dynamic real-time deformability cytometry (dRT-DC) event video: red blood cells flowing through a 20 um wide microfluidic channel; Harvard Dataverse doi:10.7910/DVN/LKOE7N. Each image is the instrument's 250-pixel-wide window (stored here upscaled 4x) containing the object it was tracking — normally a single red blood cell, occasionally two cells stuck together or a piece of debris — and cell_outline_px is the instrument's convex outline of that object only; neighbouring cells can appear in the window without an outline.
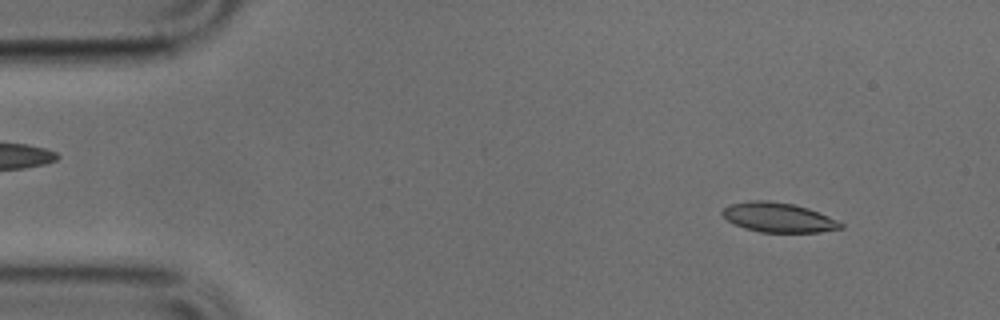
{"species": "common noctule bat (a hibernating species)", "species_latin": "Nyctalus noctula", "temperature_condition": "cold", "stored_images_in_passage": 47, "camera_frame_rate_fps": 3000, "um_per_image_px": 0.085, "animal": {"sex": "male", "body_mass_g": 17.9, "forearm_length_mm": 54.2}, "frame": {"image": 1, "passage_image": 3, "time_ms": 0.667, "image_size_px": [1000, 320], "cell_outline_px": [[844, 228], [820, 232], [760, 232], [744, 228], [728, 220], [720, 212], [728, 204], [748, 200], [768, 200], [792, 204], [808, 208], [828, 216], [844, 224]], "centroid_in_image_um": [66.15, 18.48], "position_along_channel_um": 18.9, "area_um2": 20.4}}
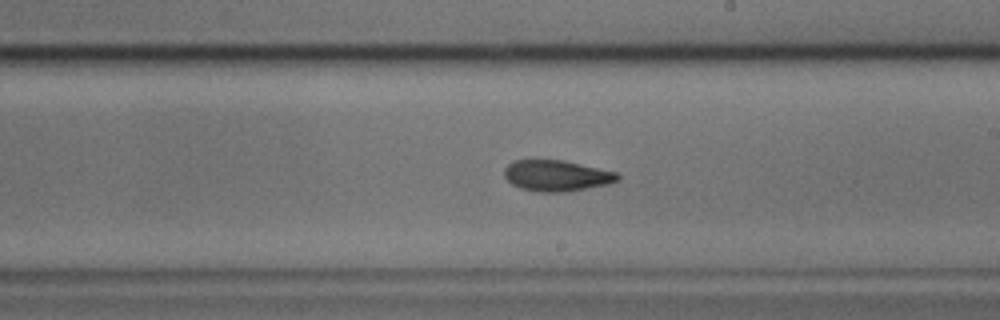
{"frame": {"image": 2, "passage_image": 26, "time_ms": 8.333, "image_size_px": [1000, 320], "cell_outline_px": [[620, 180], [608, 184], [564, 192], [540, 192], [520, 188], [512, 184], [504, 176], [504, 168], [508, 164], [516, 160], [564, 160], [616, 172], [620, 176]], "centroid_in_image_um": [47.31, 14.93], "position_along_channel_um": 241.7, "area_um2": 20.4}}
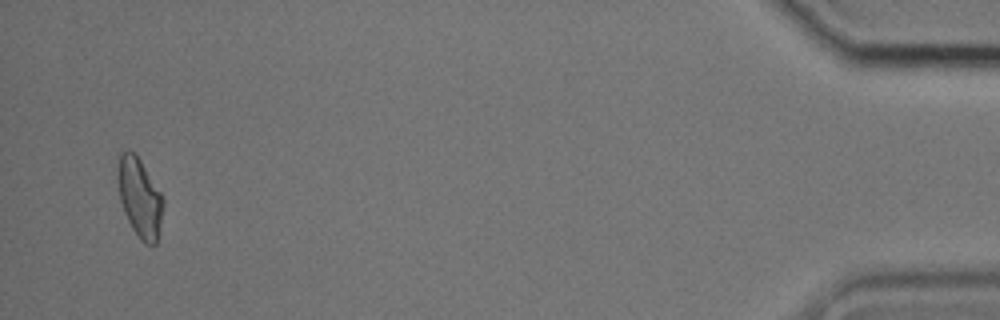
{"frame": {"image": 3, "passage_image": 46, "time_ms": 15.0, "image_size_px": [1000, 320], "cell_outline_px": [[164, 204], [156, 244], [144, 244], [140, 240], [132, 228], [124, 212], [120, 200], [116, 172], [120, 152], [132, 152], [140, 160], [160, 192], [164, 200]], "centroid_in_image_um": [11.86, 16.81], "position_along_channel_um": 423.3, "area_um2": 20.69}}